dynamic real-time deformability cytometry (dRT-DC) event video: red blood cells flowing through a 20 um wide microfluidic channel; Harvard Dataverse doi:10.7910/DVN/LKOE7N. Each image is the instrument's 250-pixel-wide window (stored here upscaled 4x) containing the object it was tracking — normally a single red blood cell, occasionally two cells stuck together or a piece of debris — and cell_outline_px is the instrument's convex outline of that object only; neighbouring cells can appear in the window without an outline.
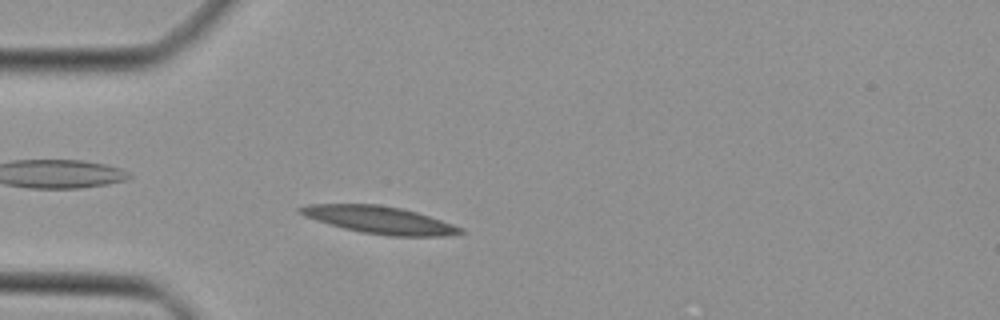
{"species": "Egyptian fruit bat (a non-hibernating species)", "species_latin": "Rousettus aegyptiacus", "temperature_condition": "cold", "stored_images_in_passage": 35, "camera_frame_rate_fps": 3000, "um_per_image_px": 0.085, "animal": {"sex": "female"}, "frame": {"image": 1, "passage_image": 5, "time_ms": 1.333, "image_size_px": [1000, 320], "cell_outline_px": [[464, 232], [444, 236], [388, 236], [360, 232], [328, 224], [304, 216], [296, 212], [296, 208], [308, 204], [376, 204], [400, 208], [416, 212], [464, 228]], "centroid_in_image_um": [32.2, 18.69], "position_along_channel_um": 52.8, "area_um2": 25.49}}
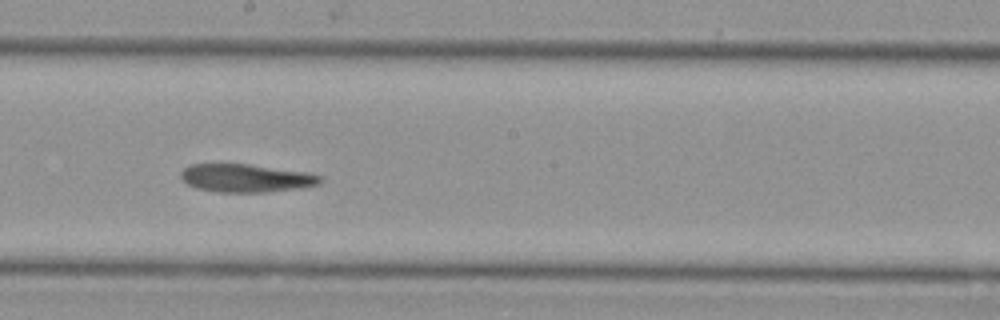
{"frame": {"image": 2, "passage_image": 18, "time_ms": 5.667, "image_size_px": [1000, 320], "cell_outline_px": [[324, 180], [320, 184], [300, 188], [264, 192], [216, 192], [196, 188], [188, 184], [180, 176], [180, 172], [184, 168], [192, 164], [248, 164], [308, 172], [320, 176]], "centroid_in_image_um": [20.93, 15.14], "position_along_channel_um": 227.3, "area_um2": 22.83}}
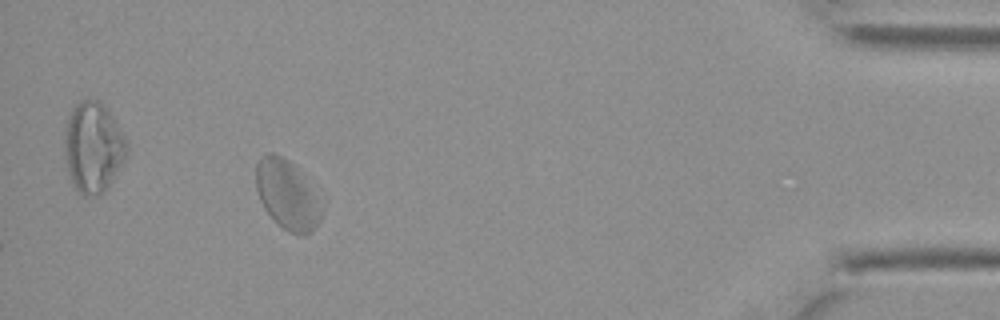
{"frame": {"image": 3, "passage_image": 35, "time_ms": 11.333, "image_size_px": [1000, 320], "cell_outline_px": [[324, 212], [320, 220], [304, 236], [300, 236], [288, 232], [276, 224], [272, 220], [264, 208], [260, 200], [256, 188], [256, 164], [260, 156], [268, 152], [272, 152], [288, 160], [296, 168]], "centroid_in_image_um": [24.33, 16.58], "position_along_channel_um": 410.9, "area_um2": 25.89}}